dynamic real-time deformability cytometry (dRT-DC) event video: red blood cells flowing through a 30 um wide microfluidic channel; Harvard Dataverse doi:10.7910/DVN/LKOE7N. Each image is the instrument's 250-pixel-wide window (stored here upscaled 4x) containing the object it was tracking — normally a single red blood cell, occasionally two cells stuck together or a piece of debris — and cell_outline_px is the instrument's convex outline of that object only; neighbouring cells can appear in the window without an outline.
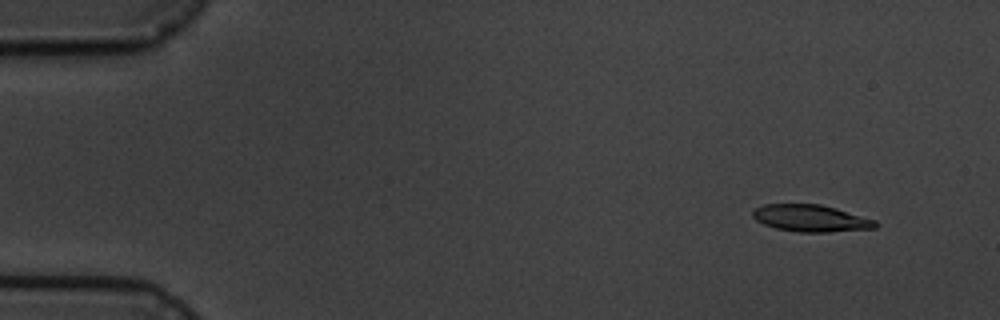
{"species": "common noctule bat (a hibernating species)", "species_latin": "Nyctalus noctula", "temperature_condition": "cold", "stored_images_in_passage": 6, "camera_frame_rate_fps": 3000, "um_per_image_px": 0.085, "animal": {"sex": "male", "body_mass_g": 19.5, "forearm_length_mm": 54.6}, "frame": {"image": 1, "passage_image": 1, "time_ms": 0.0, "image_size_px": [1000, 320], "cell_outline_px": [[880, 224], [876, 228], [828, 232], [800, 232], [776, 228], [764, 224], [756, 220], [752, 216], [752, 212], [756, 208], [764, 204], [820, 204], [836, 208], [876, 220]], "centroid_in_image_um": [68.95, 18.55], "position_along_channel_um": 16.1, "area_um2": 19.25}}
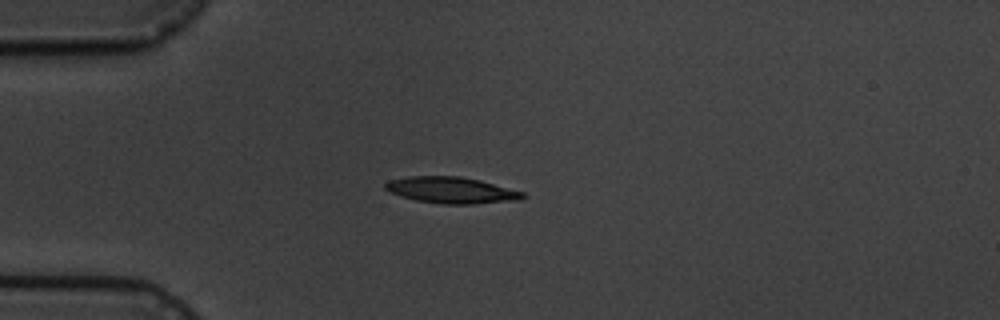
{"frame": {"image": 2, "passage_image": 4, "time_ms": 3.333, "image_size_px": [1000, 320], "cell_outline_px": [[528, 196], [520, 200], [472, 204], [444, 204], [416, 200], [400, 196], [384, 188], [384, 184], [388, 180], [408, 176], [460, 176], [480, 180], [524, 192]], "centroid_in_image_um": [38.39, 16.16], "position_along_channel_um": 46.6, "area_um2": 21.15}}
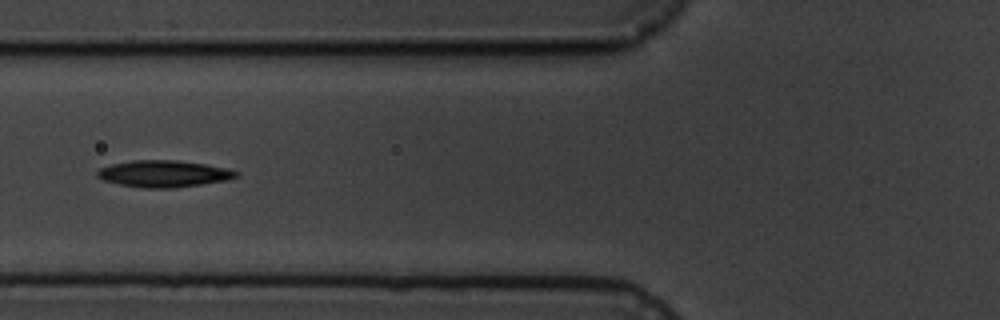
{"frame": {"image": 3, "passage_image": 6, "time_ms": 5.667, "image_size_px": [1000, 320], "cell_outline_px": [[240, 176], [224, 180], [200, 184], [172, 188], [144, 188], [120, 184], [104, 180], [96, 176], [96, 172], [100, 168], [112, 164], [132, 160], [176, 160], [204, 164], [228, 168], [240, 172]], "centroid_in_image_um": [13.92, 14.76], "position_along_channel_um": 111.9, "area_um2": 21.5}}